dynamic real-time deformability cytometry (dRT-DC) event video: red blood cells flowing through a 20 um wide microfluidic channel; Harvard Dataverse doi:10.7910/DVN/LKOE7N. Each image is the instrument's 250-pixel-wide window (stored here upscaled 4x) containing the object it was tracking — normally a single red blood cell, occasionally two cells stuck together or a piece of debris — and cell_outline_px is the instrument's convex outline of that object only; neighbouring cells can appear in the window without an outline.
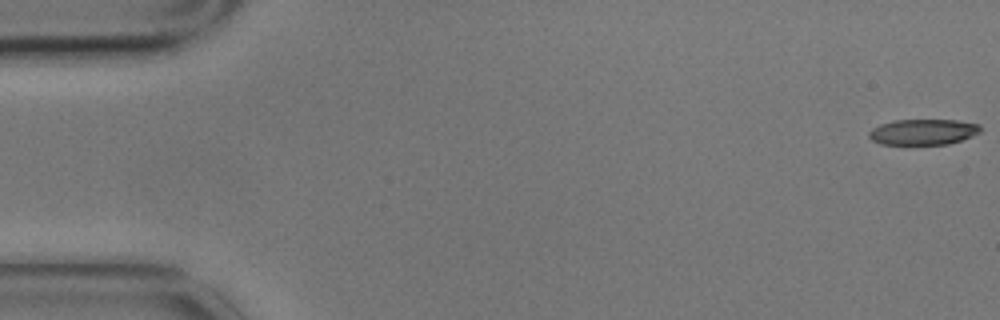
{"species": "common noctule bat (a hibernating species)", "species_latin": "Nyctalus noctula", "temperature_condition": "cold", "stored_images_in_passage": 6, "segment_of_instrument_passage": [1, 2], "camera_frame_rate_fps": 3000, "um_per_image_px": 0.085, "animal": {"sex": "male", "body_mass_g": 17.9}, "frame": {"image": 1, "passage_image": 1, "time_ms": 0.0, "image_size_px": [1000, 320], "cell_outline_px": [[980, 132], [972, 136], [948, 144], [880, 144], [872, 140], [868, 136], [868, 132], [872, 128], [880, 124], [892, 120], [956, 120], [980, 124]], "centroid_in_image_um": [78.44, 11.21], "position_along_channel_um": 6.6, "area_um2": 16.7}}